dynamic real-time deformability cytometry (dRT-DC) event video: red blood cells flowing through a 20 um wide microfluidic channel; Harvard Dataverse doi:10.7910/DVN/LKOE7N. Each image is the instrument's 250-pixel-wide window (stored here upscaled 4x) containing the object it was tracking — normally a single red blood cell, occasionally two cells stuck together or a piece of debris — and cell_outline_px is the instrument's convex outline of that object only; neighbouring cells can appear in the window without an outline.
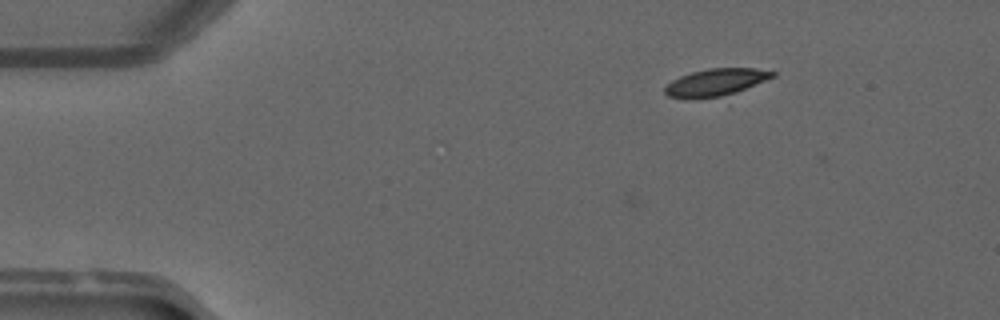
{"species": "common noctule bat (a hibernating species)", "species_latin": "Nyctalus noctula", "temperature_condition": "warm", "stored_images_in_passage": 2, "camera_frame_rate_fps": 3000, "um_per_image_px": 0.085, "animal": {"sex": "male", "forearm_length_mm": 52.5}, "frame": {"image": 1, "passage_image": 2, "time_ms": 0.333, "image_size_px": [1000, 320], "cell_outline_px": [[776, 76], [736, 92], [720, 96], [668, 96], [664, 92], [664, 88], [672, 80], [680, 76], [692, 72], [708, 68], [756, 68], [776, 72]], "centroid_in_image_um": [60.91, 6.94], "position_along_channel_um": 24.1, "area_um2": 16.36}}